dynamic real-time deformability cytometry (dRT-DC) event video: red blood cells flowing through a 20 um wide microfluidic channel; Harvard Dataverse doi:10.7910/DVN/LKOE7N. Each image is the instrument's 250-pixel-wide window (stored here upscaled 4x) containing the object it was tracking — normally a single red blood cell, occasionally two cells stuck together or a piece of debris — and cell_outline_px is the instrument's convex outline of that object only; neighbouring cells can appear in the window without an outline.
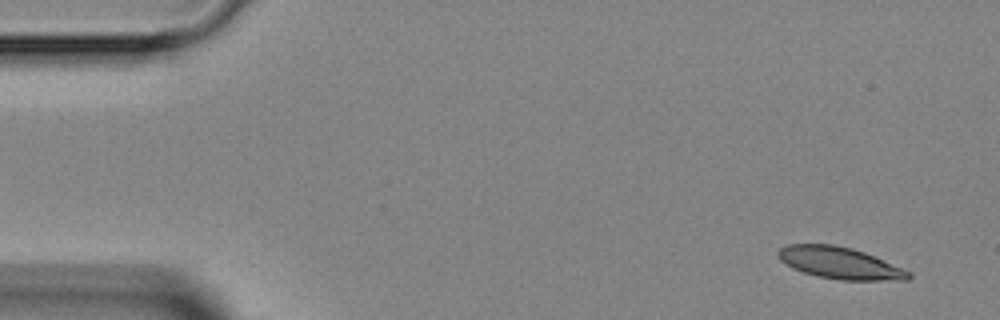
{"species": "Egyptian fruit bat (a non-hibernating species)", "species_latin": "Rousettus aegyptiacus", "temperature_condition": "room temperature", "stored_images_in_passage": 4, "camera_frame_rate_fps": 3000, "um_per_image_px": 0.085, "animal": {"sex": "female"}, "frame": {"image": 1, "passage_image": 1, "time_ms": 0.0, "image_size_px": [1000, 320], "cell_outline_px": [[912, 276], [908, 280], [840, 280], [816, 276], [792, 268], [780, 260], [776, 252], [780, 248], [788, 244], [832, 244], [852, 248], [864, 252], [912, 272]], "centroid_in_image_um": [71.38, 22.35], "position_along_channel_um": 13.6, "area_um2": 24.16}}